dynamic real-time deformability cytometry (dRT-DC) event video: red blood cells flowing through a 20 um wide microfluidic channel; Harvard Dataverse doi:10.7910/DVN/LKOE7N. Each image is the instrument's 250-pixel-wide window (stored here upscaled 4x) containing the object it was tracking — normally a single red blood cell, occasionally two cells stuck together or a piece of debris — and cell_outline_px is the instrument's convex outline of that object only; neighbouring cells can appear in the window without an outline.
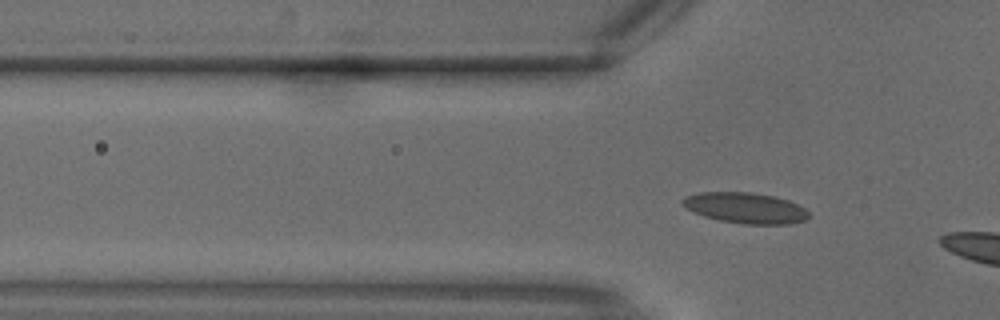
{"species": "common noctule bat (a hibernating species)", "species_latin": "Nyctalus noctula", "temperature_condition": "warm", "stored_images_in_passage": 4, "camera_frame_rate_fps": 3000, "um_per_image_px": 0.085, "animal": {"sex": "male", "body_mass_g": 18.8}, "frame": {"image": 1, "passage_image": 4, "time_ms": 1.0, "image_size_px": [1000, 320], "cell_outline_px": [[808, 220], [788, 224], [744, 224], [720, 220], [704, 216], [680, 204], [680, 200], [684, 196], [700, 192], [748, 192], [772, 196], [788, 200], [804, 208], [808, 212]], "centroid_in_image_um": [63.34, 17.67], "position_along_channel_um": 62.5, "area_um2": 22.48}}